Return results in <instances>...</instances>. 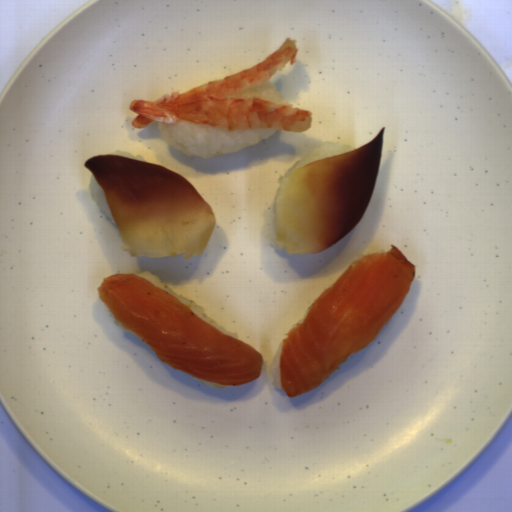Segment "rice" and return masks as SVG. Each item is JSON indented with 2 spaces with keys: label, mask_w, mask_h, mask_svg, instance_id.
I'll return each instance as SVG.
<instances>
[{
  "label": "rice",
  "mask_w": 512,
  "mask_h": 512,
  "mask_svg": "<svg viewBox=\"0 0 512 512\" xmlns=\"http://www.w3.org/2000/svg\"><path fill=\"white\" fill-rule=\"evenodd\" d=\"M283 343V342H282ZM282 343L278 346L276 357L270 363L267 372L269 377L272 379V386L279 389H284L281 384V373H280V359H281V349Z\"/></svg>",
  "instance_id": "e3fd555f"
},
{
  "label": "rice",
  "mask_w": 512,
  "mask_h": 512,
  "mask_svg": "<svg viewBox=\"0 0 512 512\" xmlns=\"http://www.w3.org/2000/svg\"><path fill=\"white\" fill-rule=\"evenodd\" d=\"M317 298H318V297H317ZM317 298H315V299L311 302L310 306H309V307H308V309L305 311V313H304L303 317L301 318V320H300V321H298L297 323H295L294 325H292V326H291V328L288 330V332H287V334H286L287 336H288V333H289L293 328H296V327H299V326H300V324L303 322V320L306 318V316L308 315L309 311L311 310V308H312V307H313V305L315 304V302H316Z\"/></svg>",
  "instance_id": "e7b20468"
},
{
  "label": "rice",
  "mask_w": 512,
  "mask_h": 512,
  "mask_svg": "<svg viewBox=\"0 0 512 512\" xmlns=\"http://www.w3.org/2000/svg\"><path fill=\"white\" fill-rule=\"evenodd\" d=\"M232 97H259L287 105L284 96L278 91L277 86L270 79L260 87L243 91Z\"/></svg>",
  "instance_id": "acb35da6"
},
{
  "label": "rice",
  "mask_w": 512,
  "mask_h": 512,
  "mask_svg": "<svg viewBox=\"0 0 512 512\" xmlns=\"http://www.w3.org/2000/svg\"><path fill=\"white\" fill-rule=\"evenodd\" d=\"M356 150L352 145H348L341 142H324L313 148L311 151H309L307 154L302 156L299 160H297L294 164H292L280 177L278 182V190L275 194L274 198V211L275 214H277V200L279 196V192L281 189V185L284 181V179L287 177V175L294 170L296 167L303 166L309 163H312L314 161L336 156L340 154H344L350 151Z\"/></svg>",
  "instance_id": "023b6e5f"
},
{
  "label": "rice",
  "mask_w": 512,
  "mask_h": 512,
  "mask_svg": "<svg viewBox=\"0 0 512 512\" xmlns=\"http://www.w3.org/2000/svg\"><path fill=\"white\" fill-rule=\"evenodd\" d=\"M89 192L92 200L95 202L97 207L102 213L108 218L111 223L117 224L107 202L105 196V190L99 185L94 174L92 173L89 180Z\"/></svg>",
  "instance_id": "b023fe2a"
},
{
  "label": "rice",
  "mask_w": 512,
  "mask_h": 512,
  "mask_svg": "<svg viewBox=\"0 0 512 512\" xmlns=\"http://www.w3.org/2000/svg\"><path fill=\"white\" fill-rule=\"evenodd\" d=\"M163 143L185 156L210 159L226 153H238L242 148L266 141L278 129L223 130L191 121L159 123Z\"/></svg>",
  "instance_id": "652b925c"
},
{
  "label": "rice",
  "mask_w": 512,
  "mask_h": 512,
  "mask_svg": "<svg viewBox=\"0 0 512 512\" xmlns=\"http://www.w3.org/2000/svg\"><path fill=\"white\" fill-rule=\"evenodd\" d=\"M270 243H271L272 247L276 248L277 250L284 251L282 243L277 241L276 228L274 229V231L272 233Z\"/></svg>",
  "instance_id": "0b520998"
},
{
  "label": "rice",
  "mask_w": 512,
  "mask_h": 512,
  "mask_svg": "<svg viewBox=\"0 0 512 512\" xmlns=\"http://www.w3.org/2000/svg\"><path fill=\"white\" fill-rule=\"evenodd\" d=\"M108 155H115V156H121V157H126V158H132V159L147 161V159L143 158L140 155L134 156L132 153H128V152H125V151H118V150H116L115 152H110Z\"/></svg>",
  "instance_id": "a3056103"
},
{
  "label": "rice",
  "mask_w": 512,
  "mask_h": 512,
  "mask_svg": "<svg viewBox=\"0 0 512 512\" xmlns=\"http://www.w3.org/2000/svg\"><path fill=\"white\" fill-rule=\"evenodd\" d=\"M192 378L194 380L200 382L201 384L205 385V386L212 387V388H215V389H220V388H225V387H231L232 386V385H218V384H215V383H212V382H208V381L199 379V378L194 377V376H192Z\"/></svg>",
  "instance_id": "f2f60c81"
},
{
  "label": "rice",
  "mask_w": 512,
  "mask_h": 512,
  "mask_svg": "<svg viewBox=\"0 0 512 512\" xmlns=\"http://www.w3.org/2000/svg\"><path fill=\"white\" fill-rule=\"evenodd\" d=\"M136 276H139L152 284L156 285L157 287L161 288L162 290L166 291L179 301H181L186 307H188L193 313H195L197 316H199L201 319H203L205 322L222 332L223 334L235 339L238 341L239 335L238 333L230 332L224 327H221L217 324V322L207 316L202 306H198L194 301L183 297L177 293H175L169 286H167L158 275L152 274L149 271H142Z\"/></svg>",
  "instance_id": "8eca5e8b"
}]
</instances>
